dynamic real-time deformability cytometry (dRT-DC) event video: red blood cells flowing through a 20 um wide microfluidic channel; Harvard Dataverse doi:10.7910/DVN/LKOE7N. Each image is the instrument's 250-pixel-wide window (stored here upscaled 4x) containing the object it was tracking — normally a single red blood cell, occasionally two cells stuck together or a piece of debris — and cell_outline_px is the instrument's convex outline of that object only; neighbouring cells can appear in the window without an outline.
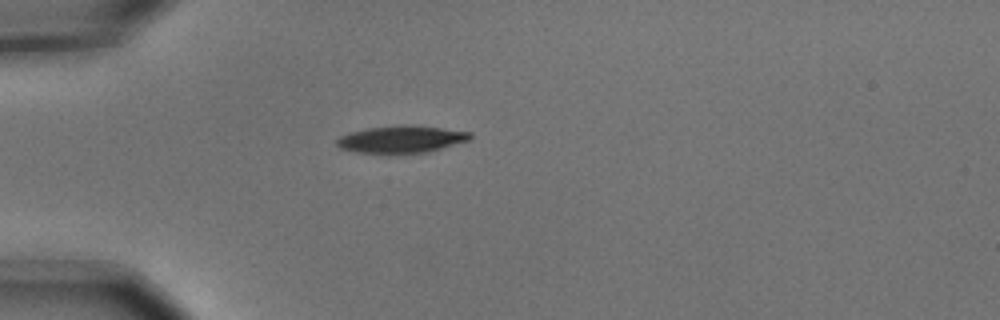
{"species": "common noctule bat (a hibernating species)", "species_latin": "Nyctalus noctula", "temperature_condition": "cold", "stored_images_in_passage": 1, "camera_frame_rate_fps": 3000, "um_per_image_px": 0.085, "animal": {"sex": "male", "body_mass_g": 15.6}, "frame": {"image": 1, "passage_image": 1, "time_ms": 0.0, "image_size_px": [1000, 320], "cell_outline_px": [[472, 136], [468, 140], [428, 152], [356, 152], [340, 148], [336, 144], [336, 140], [340, 136], [348, 132], [368, 128], [404, 124], [412, 124], [472, 132]], "centroid_in_image_um": [34.1, 11.81], "position_along_channel_um": 50.9, "area_um2": 20.87}}